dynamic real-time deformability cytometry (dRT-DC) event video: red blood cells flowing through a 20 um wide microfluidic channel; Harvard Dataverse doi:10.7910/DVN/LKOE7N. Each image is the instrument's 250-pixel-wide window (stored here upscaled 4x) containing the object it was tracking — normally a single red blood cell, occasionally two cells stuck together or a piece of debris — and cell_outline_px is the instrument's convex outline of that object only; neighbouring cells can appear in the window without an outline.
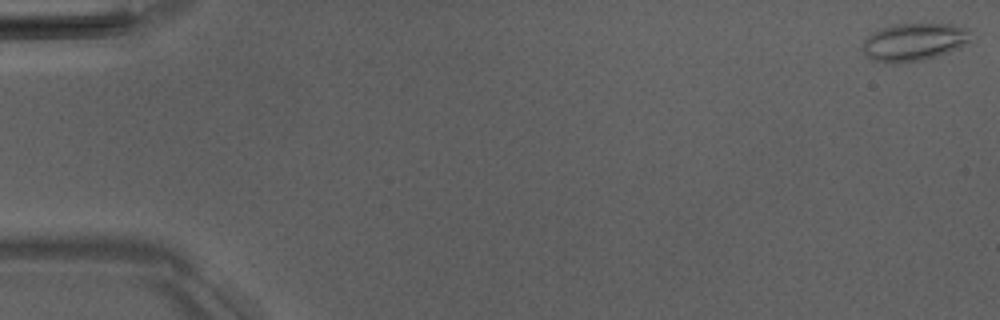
{"species": "Egyptian fruit bat (a non-hibernating species)", "species_latin": "Rousettus aegyptiacus", "temperature_condition": "room temperature", "stored_images_in_passage": 48, "camera_frame_rate_fps": 3000, "um_per_image_px": 0.085, "animal": {"sex": "male"}, "frame": {"image": 1, "passage_image": 1, "time_ms": 0.0, "image_size_px": [1000, 320], "cell_outline_px": [[968, 40], [960, 48], [924, 60], [872, 60], [860, 48], [864, 40], [872, 32], [892, 24], [952, 24], [968, 28]], "centroid_in_image_um": [77.68, 3.52], "position_along_channel_um": 7.3, "area_um2": 23.0}}
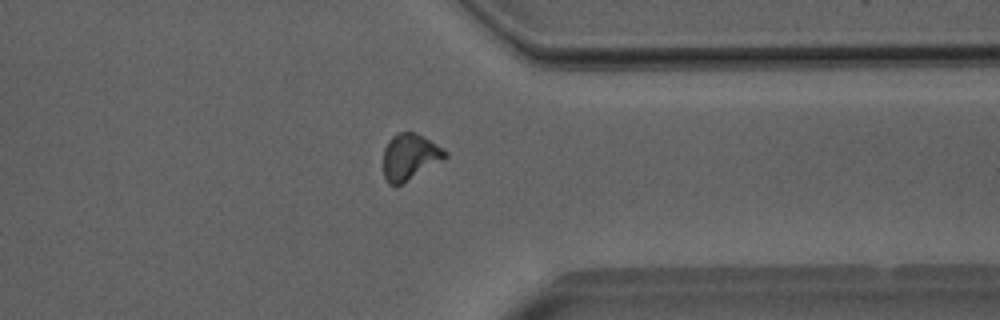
{"frame": {"image": 2, "passage_image": 41, "time_ms": 13.333, "image_size_px": [1000, 320], "cell_outline_px": [[448, 156], [396, 188], [388, 184], [384, 176], [384, 148], [388, 140], [392, 136], [400, 132], [416, 132], [448, 152]], "centroid_in_image_um": [34.8, 13.35], "position_along_channel_um": 376.6, "area_um2": 16.59}}
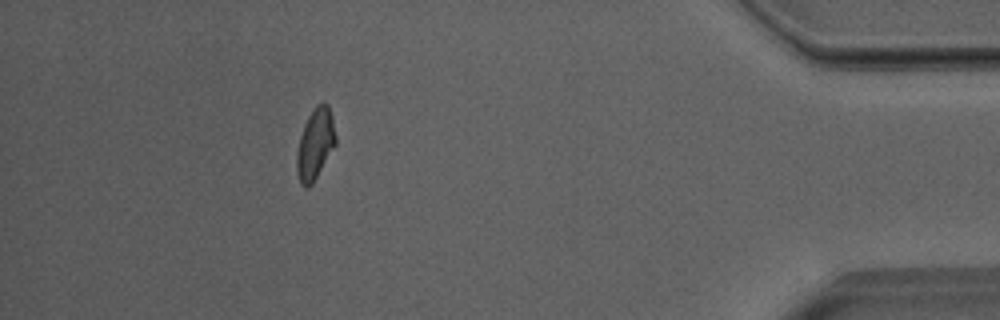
{"frame": {"image": 3, "passage_image": 47, "time_ms": 15.333, "image_size_px": [1000, 320], "cell_outline_px": [[336, 144], [312, 184], [308, 188], [304, 188], [300, 184], [296, 172], [296, 152], [300, 136], [304, 124], [308, 116], [316, 104], [324, 100], [328, 104], [332, 116], [336, 136]], "centroid_in_image_um": [26.78, 12.23], "position_along_channel_um": 408.4, "area_um2": 16.36}}